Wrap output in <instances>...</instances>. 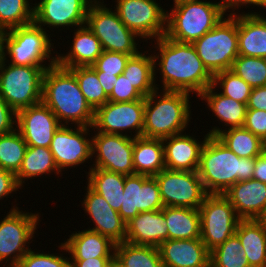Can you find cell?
<instances>
[{
	"instance_id": "6da1fadb",
	"label": "cell",
	"mask_w": 266,
	"mask_h": 267,
	"mask_svg": "<svg viewBox=\"0 0 266 267\" xmlns=\"http://www.w3.org/2000/svg\"><path fill=\"white\" fill-rule=\"evenodd\" d=\"M153 45L157 89L183 91L197 97L212 85L213 75L203 65L192 43L178 42L164 35L155 39ZM158 72L162 76L161 85L156 81Z\"/></svg>"
},
{
	"instance_id": "7a4b0ae2",
	"label": "cell",
	"mask_w": 266,
	"mask_h": 267,
	"mask_svg": "<svg viewBox=\"0 0 266 267\" xmlns=\"http://www.w3.org/2000/svg\"><path fill=\"white\" fill-rule=\"evenodd\" d=\"M42 102L56 115L61 125H93L95 111L82 94L76 76L57 63L45 71Z\"/></svg>"
},
{
	"instance_id": "3957f363",
	"label": "cell",
	"mask_w": 266,
	"mask_h": 267,
	"mask_svg": "<svg viewBox=\"0 0 266 267\" xmlns=\"http://www.w3.org/2000/svg\"><path fill=\"white\" fill-rule=\"evenodd\" d=\"M255 158H240L216 136L202 147L198 175L207 194H224L239 181L252 179Z\"/></svg>"
},
{
	"instance_id": "277c9868",
	"label": "cell",
	"mask_w": 266,
	"mask_h": 267,
	"mask_svg": "<svg viewBox=\"0 0 266 267\" xmlns=\"http://www.w3.org/2000/svg\"><path fill=\"white\" fill-rule=\"evenodd\" d=\"M190 95L157 89L145 97L143 137L164 139L187 131L193 120Z\"/></svg>"
},
{
	"instance_id": "5b68a950",
	"label": "cell",
	"mask_w": 266,
	"mask_h": 267,
	"mask_svg": "<svg viewBox=\"0 0 266 267\" xmlns=\"http://www.w3.org/2000/svg\"><path fill=\"white\" fill-rule=\"evenodd\" d=\"M173 4L167 10L165 35L178 42L193 43L227 16L216 1L178 0Z\"/></svg>"
},
{
	"instance_id": "8992f818",
	"label": "cell",
	"mask_w": 266,
	"mask_h": 267,
	"mask_svg": "<svg viewBox=\"0 0 266 267\" xmlns=\"http://www.w3.org/2000/svg\"><path fill=\"white\" fill-rule=\"evenodd\" d=\"M49 33L51 32L34 22L7 30L5 61L13 65L42 68L56 64L57 50L54 49L56 43H53L54 38L51 39L54 34Z\"/></svg>"
},
{
	"instance_id": "52a82bcc",
	"label": "cell",
	"mask_w": 266,
	"mask_h": 267,
	"mask_svg": "<svg viewBox=\"0 0 266 267\" xmlns=\"http://www.w3.org/2000/svg\"><path fill=\"white\" fill-rule=\"evenodd\" d=\"M0 220V265L18 266L21 258L31 249L35 236H39L41 214L23 211L18 203ZM14 204V205H13ZM36 233V235H35Z\"/></svg>"
},
{
	"instance_id": "ba28073f",
	"label": "cell",
	"mask_w": 266,
	"mask_h": 267,
	"mask_svg": "<svg viewBox=\"0 0 266 267\" xmlns=\"http://www.w3.org/2000/svg\"><path fill=\"white\" fill-rule=\"evenodd\" d=\"M192 45L212 75L230 70L238 57V14L225 16Z\"/></svg>"
},
{
	"instance_id": "9c48e42d",
	"label": "cell",
	"mask_w": 266,
	"mask_h": 267,
	"mask_svg": "<svg viewBox=\"0 0 266 267\" xmlns=\"http://www.w3.org/2000/svg\"><path fill=\"white\" fill-rule=\"evenodd\" d=\"M104 2L95 0L90 5L85 24L99 39L103 50L137 55L141 49L140 37L128 29L117 12Z\"/></svg>"
},
{
	"instance_id": "30bf717a",
	"label": "cell",
	"mask_w": 266,
	"mask_h": 267,
	"mask_svg": "<svg viewBox=\"0 0 266 267\" xmlns=\"http://www.w3.org/2000/svg\"><path fill=\"white\" fill-rule=\"evenodd\" d=\"M48 68L41 66H0V96L15 111L42 101L43 77Z\"/></svg>"
},
{
	"instance_id": "8fae6325",
	"label": "cell",
	"mask_w": 266,
	"mask_h": 267,
	"mask_svg": "<svg viewBox=\"0 0 266 267\" xmlns=\"http://www.w3.org/2000/svg\"><path fill=\"white\" fill-rule=\"evenodd\" d=\"M199 212L200 239L209 251L233 236L241 220L224 194H207Z\"/></svg>"
},
{
	"instance_id": "7c38bea8",
	"label": "cell",
	"mask_w": 266,
	"mask_h": 267,
	"mask_svg": "<svg viewBox=\"0 0 266 267\" xmlns=\"http://www.w3.org/2000/svg\"><path fill=\"white\" fill-rule=\"evenodd\" d=\"M114 10L128 29L143 41L153 44L166 33L165 10L156 0H114ZM116 6V7H115Z\"/></svg>"
},
{
	"instance_id": "4fadbf2b",
	"label": "cell",
	"mask_w": 266,
	"mask_h": 267,
	"mask_svg": "<svg viewBox=\"0 0 266 267\" xmlns=\"http://www.w3.org/2000/svg\"><path fill=\"white\" fill-rule=\"evenodd\" d=\"M144 109L145 97L132 102L107 101L95 110L92 130L131 138L142 137Z\"/></svg>"
},
{
	"instance_id": "5bb4252c",
	"label": "cell",
	"mask_w": 266,
	"mask_h": 267,
	"mask_svg": "<svg viewBox=\"0 0 266 267\" xmlns=\"http://www.w3.org/2000/svg\"><path fill=\"white\" fill-rule=\"evenodd\" d=\"M164 207L199 209L207 192L197 171L164 169L154 176Z\"/></svg>"
},
{
	"instance_id": "9a60e30c",
	"label": "cell",
	"mask_w": 266,
	"mask_h": 267,
	"mask_svg": "<svg viewBox=\"0 0 266 267\" xmlns=\"http://www.w3.org/2000/svg\"><path fill=\"white\" fill-rule=\"evenodd\" d=\"M91 131L92 127L74 125H61L55 131L49 149L61 173L93 161Z\"/></svg>"
},
{
	"instance_id": "2e32d148",
	"label": "cell",
	"mask_w": 266,
	"mask_h": 267,
	"mask_svg": "<svg viewBox=\"0 0 266 267\" xmlns=\"http://www.w3.org/2000/svg\"><path fill=\"white\" fill-rule=\"evenodd\" d=\"M133 146L134 138L94 130L92 132V159L94 161L92 165H89L88 170L101 168L126 176L133 175Z\"/></svg>"
},
{
	"instance_id": "e0dca14e",
	"label": "cell",
	"mask_w": 266,
	"mask_h": 267,
	"mask_svg": "<svg viewBox=\"0 0 266 267\" xmlns=\"http://www.w3.org/2000/svg\"><path fill=\"white\" fill-rule=\"evenodd\" d=\"M95 0H40L34 3L33 22L46 31L51 32L71 30L83 26L90 5ZM46 26V27H45ZM66 29V30H65Z\"/></svg>"
},
{
	"instance_id": "ac0fdd59",
	"label": "cell",
	"mask_w": 266,
	"mask_h": 267,
	"mask_svg": "<svg viewBox=\"0 0 266 267\" xmlns=\"http://www.w3.org/2000/svg\"><path fill=\"white\" fill-rule=\"evenodd\" d=\"M163 207L155 177L140 174L125 175L124 194L118 211L125 223L141 212L160 210Z\"/></svg>"
},
{
	"instance_id": "d6986e66",
	"label": "cell",
	"mask_w": 266,
	"mask_h": 267,
	"mask_svg": "<svg viewBox=\"0 0 266 267\" xmlns=\"http://www.w3.org/2000/svg\"><path fill=\"white\" fill-rule=\"evenodd\" d=\"M60 126L56 115L42 101L16 112V129L27 146L49 148Z\"/></svg>"
},
{
	"instance_id": "ffe728a7",
	"label": "cell",
	"mask_w": 266,
	"mask_h": 267,
	"mask_svg": "<svg viewBox=\"0 0 266 267\" xmlns=\"http://www.w3.org/2000/svg\"><path fill=\"white\" fill-rule=\"evenodd\" d=\"M81 207L85 215H89L90 223L94 226L87 229L108 237L115 244L122 243L126 238V223L118 211L114 210L100 194L95 192L87 183Z\"/></svg>"
},
{
	"instance_id": "44dd1931",
	"label": "cell",
	"mask_w": 266,
	"mask_h": 267,
	"mask_svg": "<svg viewBox=\"0 0 266 267\" xmlns=\"http://www.w3.org/2000/svg\"><path fill=\"white\" fill-rule=\"evenodd\" d=\"M186 131L162 139L164 145L165 166L169 170L197 171L200 154L209 134L201 139Z\"/></svg>"
},
{
	"instance_id": "7402d4cb",
	"label": "cell",
	"mask_w": 266,
	"mask_h": 267,
	"mask_svg": "<svg viewBox=\"0 0 266 267\" xmlns=\"http://www.w3.org/2000/svg\"><path fill=\"white\" fill-rule=\"evenodd\" d=\"M158 249L163 267H210V251L200 238L168 239Z\"/></svg>"
},
{
	"instance_id": "603a6c76",
	"label": "cell",
	"mask_w": 266,
	"mask_h": 267,
	"mask_svg": "<svg viewBox=\"0 0 266 267\" xmlns=\"http://www.w3.org/2000/svg\"><path fill=\"white\" fill-rule=\"evenodd\" d=\"M224 195L241 220H261L266 212V184L255 179L239 181Z\"/></svg>"
},
{
	"instance_id": "cb8c5ba5",
	"label": "cell",
	"mask_w": 266,
	"mask_h": 267,
	"mask_svg": "<svg viewBox=\"0 0 266 267\" xmlns=\"http://www.w3.org/2000/svg\"><path fill=\"white\" fill-rule=\"evenodd\" d=\"M198 99L207 103V108L213 112L212 115L219 121L218 125L211 126V129L207 133L209 136H217L222 130L228 128L243 127L246 118L247 105L242 102L223 96L215 87L209 86L204 92H202ZM221 123V124H220ZM224 126V127H223Z\"/></svg>"
},
{
	"instance_id": "d4e9b609",
	"label": "cell",
	"mask_w": 266,
	"mask_h": 267,
	"mask_svg": "<svg viewBox=\"0 0 266 267\" xmlns=\"http://www.w3.org/2000/svg\"><path fill=\"white\" fill-rule=\"evenodd\" d=\"M166 224L163 208L141 212L126 223L125 241L135 245L158 247L168 240Z\"/></svg>"
},
{
	"instance_id": "484cf974",
	"label": "cell",
	"mask_w": 266,
	"mask_h": 267,
	"mask_svg": "<svg viewBox=\"0 0 266 267\" xmlns=\"http://www.w3.org/2000/svg\"><path fill=\"white\" fill-rule=\"evenodd\" d=\"M69 32H73V39L70 49L65 54H56V63L65 68H75L80 66H92L103 49L99 39L87 27V25L76 27Z\"/></svg>"
},
{
	"instance_id": "4316f807",
	"label": "cell",
	"mask_w": 266,
	"mask_h": 267,
	"mask_svg": "<svg viewBox=\"0 0 266 267\" xmlns=\"http://www.w3.org/2000/svg\"><path fill=\"white\" fill-rule=\"evenodd\" d=\"M262 14H238V55L266 57V16Z\"/></svg>"
},
{
	"instance_id": "83f0119b",
	"label": "cell",
	"mask_w": 266,
	"mask_h": 267,
	"mask_svg": "<svg viewBox=\"0 0 266 267\" xmlns=\"http://www.w3.org/2000/svg\"><path fill=\"white\" fill-rule=\"evenodd\" d=\"M68 237L63 244L70 260L115 256V243L98 232L85 228L82 231H73Z\"/></svg>"
},
{
	"instance_id": "f1b7e54d",
	"label": "cell",
	"mask_w": 266,
	"mask_h": 267,
	"mask_svg": "<svg viewBox=\"0 0 266 267\" xmlns=\"http://www.w3.org/2000/svg\"><path fill=\"white\" fill-rule=\"evenodd\" d=\"M235 234L245 250L250 267H266V222L240 220Z\"/></svg>"
},
{
	"instance_id": "f546056e",
	"label": "cell",
	"mask_w": 266,
	"mask_h": 267,
	"mask_svg": "<svg viewBox=\"0 0 266 267\" xmlns=\"http://www.w3.org/2000/svg\"><path fill=\"white\" fill-rule=\"evenodd\" d=\"M134 174L154 177L165 166L164 145L162 139L136 137L133 146Z\"/></svg>"
},
{
	"instance_id": "4dcf8cb0",
	"label": "cell",
	"mask_w": 266,
	"mask_h": 267,
	"mask_svg": "<svg viewBox=\"0 0 266 267\" xmlns=\"http://www.w3.org/2000/svg\"><path fill=\"white\" fill-rule=\"evenodd\" d=\"M60 175L62 178L63 173L57 168L53 154L47 147H33L28 146L25 152V156L22 161V165L19 171L15 174L17 184L21 188H24L28 180H32L49 175ZM47 175V176H46ZM26 181V182H25ZM25 184V185H24Z\"/></svg>"
},
{
	"instance_id": "1f68e13d",
	"label": "cell",
	"mask_w": 266,
	"mask_h": 267,
	"mask_svg": "<svg viewBox=\"0 0 266 267\" xmlns=\"http://www.w3.org/2000/svg\"><path fill=\"white\" fill-rule=\"evenodd\" d=\"M86 174L87 184L105 198L116 211L120 210L124 194L125 175L101 168H90Z\"/></svg>"
},
{
	"instance_id": "d6a6232c",
	"label": "cell",
	"mask_w": 266,
	"mask_h": 267,
	"mask_svg": "<svg viewBox=\"0 0 266 267\" xmlns=\"http://www.w3.org/2000/svg\"><path fill=\"white\" fill-rule=\"evenodd\" d=\"M151 50H140L137 55L131 56L123 71V75L144 97L157 90Z\"/></svg>"
},
{
	"instance_id": "836d02e7",
	"label": "cell",
	"mask_w": 266,
	"mask_h": 267,
	"mask_svg": "<svg viewBox=\"0 0 266 267\" xmlns=\"http://www.w3.org/2000/svg\"><path fill=\"white\" fill-rule=\"evenodd\" d=\"M167 222L168 239L200 238L199 209L182 207H163Z\"/></svg>"
},
{
	"instance_id": "e575fe53",
	"label": "cell",
	"mask_w": 266,
	"mask_h": 267,
	"mask_svg": "<svg viewBox=\"0 0 266 267\" xmlns=\"http://www.w3.org/2000/svg\"><path fill=\"white\" fill-rule=\"evenodd\" d=\"M114 262L119 267H163L158 247L126 241L115 244Z\"/></svg>"
},
{
	"instance_id": "d590c367",
	"label": "cell",
	"mask_w": 266,
	"mask_h": 267,
	"mask_svg": "<svg viewBox=\"0 0 266 267\" xmlns=\"http://www.w3.org/2000/svg\"><path fill=\"white\" fill-rule=\"evenodd\" d=\"M216 137L240 158H255L263 152L264 142L244 127L222 130Z\"/></svg>"
},
{
	"instance_id": "8d00e7d4",
	"label": "cell",
	"mask_w": 266,
	"mask_h": 267,
	"mask_svg": "<svg viewBox=\"0 0 266 267\" xmlns=\"http://www.w3.org/2000/svg\"><path fill=\"white\" fill-rule=\"evenodd\" d=\"M27 147L21 133L16 128L9 133L0 135V168L16 174L22 165Z\"/></svg>"
},
{
	"instance_id": "74e56055",
	"label": "cell",
	"mask_w": 266,
	"mask_h": 267,
	"mask_svg": "<svg viewBox=\"0 0 266 267\" xmlns=\"http://www.w3.org/2000/svg\"><path fill=\"white\" fill-rule=\"evenodd\" d=\"M210 267H250L236 234L210 251Z\"/></svg>"
},
{
	"instance_id": "f35d334b",
	"label": "cell",
	"mask_w": 266,
	"mask_h": 267,
	"mask_svg": "<svg viewBox=\"0 0 266 267\" xmlns=\"http://www.w3.org/2000/svg\"><path fill=\"white\" fill-rule=\"evenodd\" d=\"M69 69L76 76L82 94L94 111L108 101V96L99 82L97 73L91 66H80Z\"/></svg>"
},
{
	"instance_id": "ab89813d",
	"label": "cell",
	"mask_w": 266,
	"mask_h": 267,
	"mask_svg": "<svg viewBox=\"0 0 266 267\" xmlns=\"http://www.w3.org/2000/svg\"><path fill=\"white\" fill-rule=\"evenodd\" d=\"M29 1L0 0V27L9 30L32 23L34 4Z\"/></svg>"
},
{
	"instance_id": "60d3db41",
	"label": "cell",
	"mask_w": 266,
	"mask_h": 267,
	"mask_svg": "<svg viewBox=\"0 0 266 267\" xmlns=\"http://www.w3.org/2000/svg\"><path fill=\"white\" fill-rule=\"evenodd\" d=\"M212 86L223 96L230 97L246 105L253 89L231 70L220 71L214 74Z\"/></svg>"
},
{
	"instance_id": "b9f144b4",
	"label": "cell",
	"mask_w": 266,
	"mask_h": 267,
	"mask_svg": "<svg viewBox=\"0 0 266 267\" xmlns=\"http://www.w3.org/2000/svg\"><path fill=\"white\" fill-rule=\"evenodd\" d=\"M230 70L252 88L266 86V62L264 58L238 55Z\"/></svg>"
},
{
	"instance_id": "7bdbcfd3",
	"label": "cell",
	"mask_w": 266,
	"mask_h": 267,
	"mask_svg": "<svg viewBox=\"0 0 266 267\" xmlns=\"http://www.w3.org/2000/svg\"><path fill=\"white\" fill-rule=\"evenodd\" d=\"M59 253H46L44 250L30 249L22 258L19 267H71L70 257L63 242L58 244ZM41 252V253H40ZM66 252V253H65ZM58 254V255H57ZM65 254V256H63Z\"/></svg>"
},
{
	"instance_id": "ee69618b",
	"label": "cell",
	"mask_w": 266,
	"mask_h": 267,
	"mask_svg": "<svg viewBox=\"0 0 266 267\" xmlns=\"http://www.w3.org/2000/svg\"><path fill=\"white\" fill-rule=\"evenodd\" d=\"M130 57V54L103 50L102 54L91 67L95 71H102L104 74L118 76L123 73Z\"/></svg>"
},
{
	"instance_id": "f6af8a7d",
	"label": "cell",
	"mask_w": 266,
	"mask_h": 267,
	"mask_svg": "<svg viewBox=\"0 0 266 267\" xmlns=\"http://www.w3.org/2000/svg\"><path fill=\"white\" fill-rule=\"evenodd\" d=\"M113 90L108 96V101L112 102H132L142 99L144 96L128 81L122 74L117 76L113 83Z\"/></svg>"
},
{
	"instance_id": "bcb514c9",
	"label": "cell",
	"mask_w": 266,
	"mask_h": 267,
	"mask_svg": "<svg viewBox=\"0 0 266 267\" xmlns=\"http://www.w3.org/2000/svg\"><path fill=\"white\" fill-rule=\"evenodd\" d=\"M243 127L264 142L266 140V111L247 109Z\"/></svg>"
},
{
	"instance_id": "7dc6e473",
	"label": "cell",
	"mask_w": 266,
	"mask_h": 267,
	"mask_svg": "<svg viewBox=\"0 0 266 267\" xmlns=\"http://www.w3.org/2000/svg\"><path fill=\"white\" fill-rule=\"evenodd\" d=\"M216 3L218 4L220 9L226 15H230V16L239 14V12H241V13H258V11L255 12L254 10H252L253 12L252 11H249V12L239 11V10H242L244 6L246 9L248 7L250 8L251 6H253L251 8H254V7H256L257 9L259 8V12H261V13L263 11H260V9H262V8L266 9L263 0H220L219 2H216Z\"/></svg>"
},
{
	"instance_id": "c3c4849f",
	"label": "cell",
	"mask_w": 266,
	"mask_h": 267,
	"mask_svg": "<svg viewBox=\"0 0 266 267\" xmlns=\"http://www.w3.org/2000/svg\"><path fill=\"white\" fill-rule=\"evenodd\" d=\"M21 190L17 184L15 174L11 171L0 168V202L5 198H13L16 191Z\"/></svg>"
},
{
	"instance_id": "681fc988",
	"label": "cell",
	"mask_w": 266,
	"mask_h": 267,
	"mask_svg": "<svg viewBox=\"0 0 266 267\" xmlns=\"http://www.w3.org/2000/svg\"><path fill=\"white\" fill-rule=\"evenodd\" d=\"M16 128V112L0 96V135Z\"/></svg>"
},
{
	"instance_id": "f907efd6",
	"label": "cell",
	"mask_w": 266,
	"mask_h": 267,
	"mask_svg": "<svg viewBox=\"0 0 266 267\" xmlns=\"http://www.w3.org/2000/svg\"><path fill=\"white\" fill-rule=\"evenodd\" d=\"M247 109L266 111V86L252 89L247 103Z\"/></svg>"
},
{
	"instance_id": "816d5d0a",
	"label": "cell",
	"mask_w": 266,
	"mask_h": 267,
	"mask_svg": "<svg viewBox=\"0 0 266 267\" xmlns=\"http://www.w3.org/2000/svg\"><path fill=\"white\" fill-rule=\"evenodd\" d=\"M71 267H111L114 257H95L86 260H70Z\"/></svg>"
},
{
	"instance_id": "f5cc1de1",
	"label": "cell",
	"mask_w": 266,
	"mask_h": 267,
	"mask_svg": "<svg viewBox=\"0 0 266 267\" xmlns=\"http://www.w3.org/2000/svg\"><path fill=\"white\" fill-rule=\"evenodd\" d=\"M254 167L252 178L266 184V153L264 151L255 157Z\"/></svg>"
},
{
	"instance_id": "db71d44e",
	"label": "cell",
	"mask_w": 266,
	"mask_h": 267,
	"mask_svg": "<svg viewBox=\"0 0 266 267\" xmlns=\"http://www.w3.org/2000/svg\"><path fill=\"white\" fill-rule=\"evenodd\" d=\"M96 73H97L99 82L104 89V92L106 93L107 96H109L113 90V86H114L113 83H115V80H117V76L104 74V72L102 71H96Z\"/></svg>"
},
{
	"instance_id": "11a10c76",
	"label": "cell",
	"mask_w": 266,
	"mask_h": 267,
	"mask_svg": "<svg viewBox=\"0 0 266 267\" xmlns=\"http://www.w3.org/2000/svg\"><path fill=\"white\" fill-rule=\"evenodd\" d=\"M7 30L0 27V66L5 62V40Z\"/></svg>"
},
{
	"instance_id": "9f6ffc18",
	"label": "cell",
	"mask_w": 266,
	"mask_h": 267,
	"mask_svg": "<svg viewBox=\"0 0 266 267\" xmlns=\"http://www.w3.org/2000/svg\"><path fill=\"white\" fill-rule=\"evenodd\" d=\"M263 151L266 153V140L264 141V148Z\"/></svg>"
},
{
	"instance_id": "6f0895ef",
	"label": "cell",
	"mask_w": 266,
	"mask_h": 267,
	"mask_svg": "<svg viewBox=\"0 0 266 267\" xmlns=\"http://www.w3.org/2000/svg\"><path fill=\"white\" fill-rule=\"evenodd\" d=\"M261 220L266 222V212H265V214H264V216H263V218Z\"/></svg>"
},
{
	"instance_id": "680465c9",
	"label": "cell",
	"mask_w": 266,
	"mask_h": 267,
	"mask_svg": "<svg viewBox=\"0 0 266 267\" xmlns=\"http://www.w3.org/2000/svg\"><path fill=\"white\" fill-rule=\"evenodd\" d=\"M111 267H119V266L114 262Z\"/></svg>"
},
{
	"instance_id": "91938a15",
	"label": "cell",
	"mask_w": 266,
	"mask_h": 267,
	"mask_svg": "<svg viewBox=\"0 0 266 267\" xmlns=\"http://www.w3.org/2000/svg\"><path fill=\"white\" fill-rule=\"evenodd\" d=\"M0 267H19V266H0Z\"/></svg>"
}]
</instances>
